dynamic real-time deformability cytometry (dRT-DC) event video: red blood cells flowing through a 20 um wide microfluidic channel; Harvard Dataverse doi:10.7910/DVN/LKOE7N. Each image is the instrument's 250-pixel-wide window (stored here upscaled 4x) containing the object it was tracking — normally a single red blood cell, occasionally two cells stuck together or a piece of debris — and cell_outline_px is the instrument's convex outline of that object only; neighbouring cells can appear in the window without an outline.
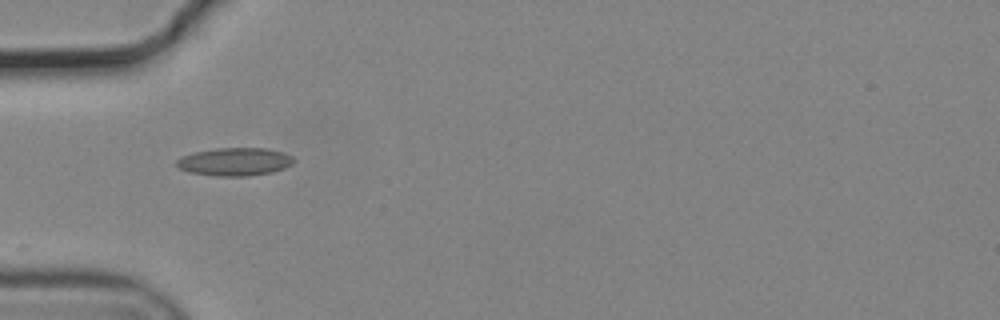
{"species": "common noctule bat (a hibernating species)", "species_latin": "Nyctalus noctula", "temperature_condition": "cold", "stored_images_in_passage": 11, "camera_frame_rate_fps": 3000, "um_per_image_px": 0.085, "animal": {"sex": "male", "body_mass_g": 19.2, "forearm_length_mm": 51.8}, "frame": {"image": 1, "passage_image": 1, "time_ms": 0.0, "image_size_px": [1000, 320], "cell_outline_px": [[296, 160], [292, 164], [284, 168], [272, 172], [248, 176], [216, 176], [188, 172], [180, 168], [176, 164], [176, 160], [180, 156], [196, 152], [216, 148], [268, 148], [284, 152], [292, 156]], "centroid_in_image_um": [19.97, 13.74], "position_along_channel_um": 65.0, "area_um2": 19.25}}
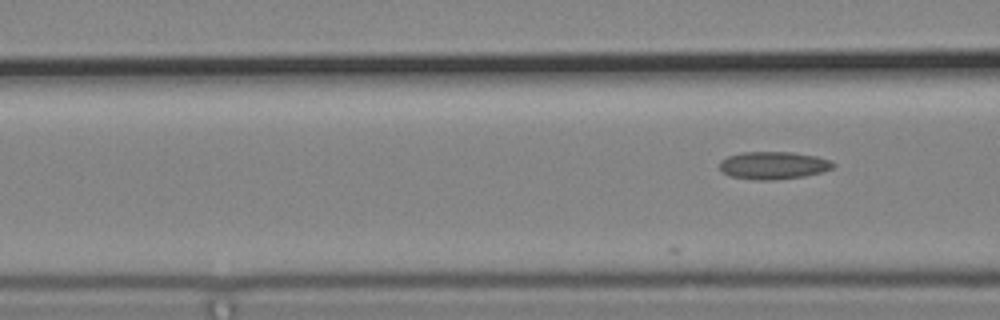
{"frame": {"image": 2, "passage_image": 4, "time_ms": 1.0, "image_size_px": [1000, 320], "cell_outline_px": [[836, 164], [832, 168], [824, 172], [804, 176], [776, 180], [756, 180], [728, 176], [720, 168], [720, 160], [728, 156], [740, 152], [792, 152], [816, 156], [832, 160]], "centroid_in_image_um": [65.76, 14.06], "position_along_channel_um": 100.8, "area_um2": 18.5}}
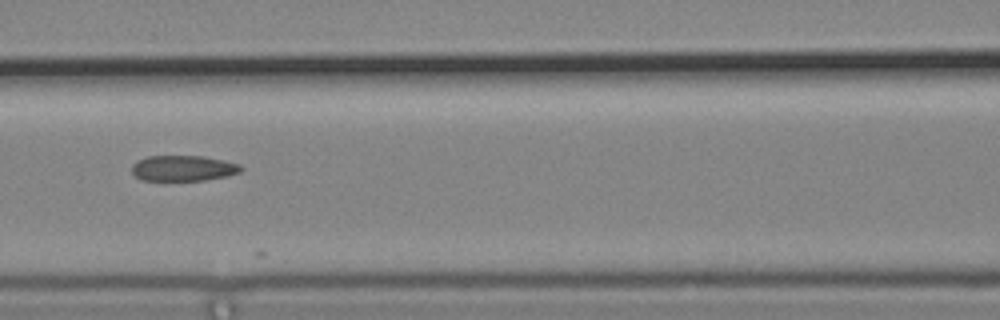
{"frame": {"image": 3, "passage_image": 8, "time_ms": 2.333, "image_size_px": [1000, 320], "cell_outline_px": [[244, 168], [240, 172], [228, 176], [204, 180], [164, 184], [140, 180], [132, 172], [132, 164], [136, 160], [148, 156], [204, 156], [224, 160], [240, 164]], "centroid_in_image_um": [15.52, 14.35], "position_along_channel_um": 151.1, "area_um2": 17.34}}